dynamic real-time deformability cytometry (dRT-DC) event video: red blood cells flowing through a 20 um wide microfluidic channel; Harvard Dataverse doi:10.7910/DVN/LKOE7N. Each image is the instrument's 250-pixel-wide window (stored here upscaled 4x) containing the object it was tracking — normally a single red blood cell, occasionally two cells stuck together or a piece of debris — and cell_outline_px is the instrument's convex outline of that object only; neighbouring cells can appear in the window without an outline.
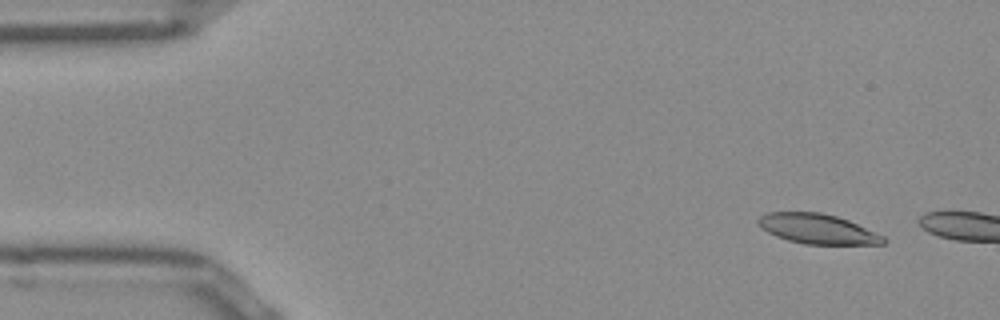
{"species": "Egyptian fruit bat (a non-hibernating species)", "species_latin": "Rousettus aegyptiacus", "temperature_condition": "room temperature", "stored_images_in_passage": 10, "camera_frame_rate_fps": 3000, "um_per_image_px": 0.085, "frame": {"image": 1, "passage_image": 4, "time_ms": 1.0, "image_size_px": [1000, 320], "cell_outline_px": [[888, 240], [884, 244], [804, 244], [788, 240], [776, 236], [768, 232], [756, 220], [764, 212], [820, 212], [836, 216], [848, 220], [884, 236]], "centroid_in_image_um": [69.5, 19.45], "position_along_channel_um": 15.5, "area_um2": 21.68}}